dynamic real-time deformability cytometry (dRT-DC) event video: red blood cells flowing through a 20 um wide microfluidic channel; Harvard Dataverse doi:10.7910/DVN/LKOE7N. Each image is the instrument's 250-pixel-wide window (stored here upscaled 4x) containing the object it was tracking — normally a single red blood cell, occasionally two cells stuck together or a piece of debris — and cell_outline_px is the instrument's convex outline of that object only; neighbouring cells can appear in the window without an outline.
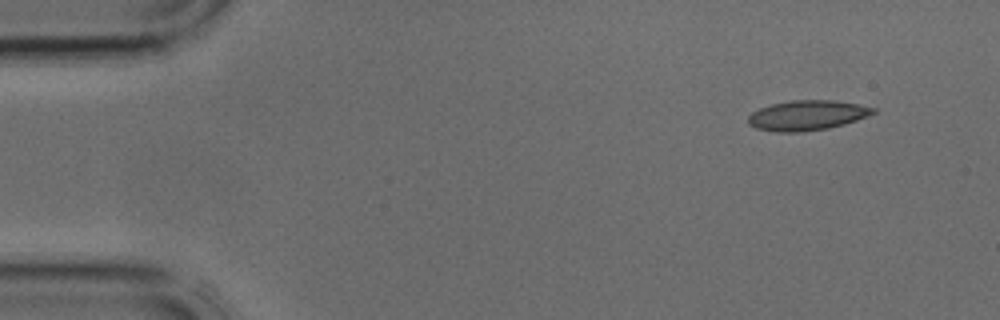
{"species": "common noctule bat (a hibernating species)", "species_latin": "Nyctalus noctula", "temperature_condition": "cold", "stored_images_in_passage": 3, "camera_frame_rate_fps": 3000, "um_per_image_px": 0.085, "animal": {"sex": "male", "body_mass_g": 17.9, "forearm_length_mm": 54.2}, "frame": {"image": 1, "passage_image": 1, "time_ms": 0.0, "image_size_px": [1000, 320], "cell_outline_px": [[876, 112], [868, 116], [844, 124], [828, 128], [800, 132], [776, 132], [756, 128], [748, 124], [748, 116], [752, 112], [760, 108], [772, 104], [792, 100], [832, 100], [856, 104], [876, 108]], "centroid_in_image_um": [68.59, 9.81], "position_along_channel_um": 16.4, "area_um2": 21.73}}